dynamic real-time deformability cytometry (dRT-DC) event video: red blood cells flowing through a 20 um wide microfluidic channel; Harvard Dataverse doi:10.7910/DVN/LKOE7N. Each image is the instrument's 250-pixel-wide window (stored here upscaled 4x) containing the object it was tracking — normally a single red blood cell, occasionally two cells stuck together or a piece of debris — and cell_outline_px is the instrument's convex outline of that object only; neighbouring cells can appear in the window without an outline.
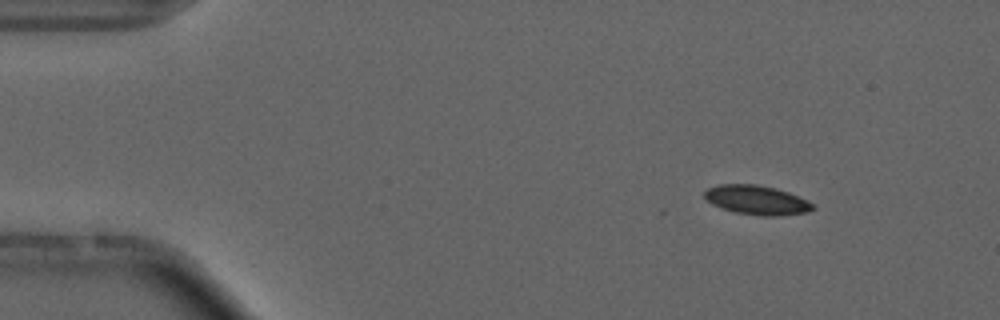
{"species": "common noctule bat (a hibernating species)", "species_latin": "Nyctalus noctula", "temperature_condition": "cold", "stored_images_in_passage": 5, "camera_frame_rate_fps": 3000, "um_per_image_px": 0.085, "animal": {"sex": "male", "forearm_length_mm": 52.5}, "frame": {"image": 1, "passage_image": 1, "time_ms": 0.0, "image_size_px": [1000, 320], "cell_outline_px": [[816, 208], [808, 212], [780, 216], [760, 216], [736, 212], [720, 208], [712, 204], [704, 196], [704, 192], [708, 188], [720, 184], [756, 184], [776, 188], [788, 192], [808, 200]], "centroid_in_image_um": [64.34, 17.01], "position_along_channel_um": 20.7, "area_um2": 18.55}}